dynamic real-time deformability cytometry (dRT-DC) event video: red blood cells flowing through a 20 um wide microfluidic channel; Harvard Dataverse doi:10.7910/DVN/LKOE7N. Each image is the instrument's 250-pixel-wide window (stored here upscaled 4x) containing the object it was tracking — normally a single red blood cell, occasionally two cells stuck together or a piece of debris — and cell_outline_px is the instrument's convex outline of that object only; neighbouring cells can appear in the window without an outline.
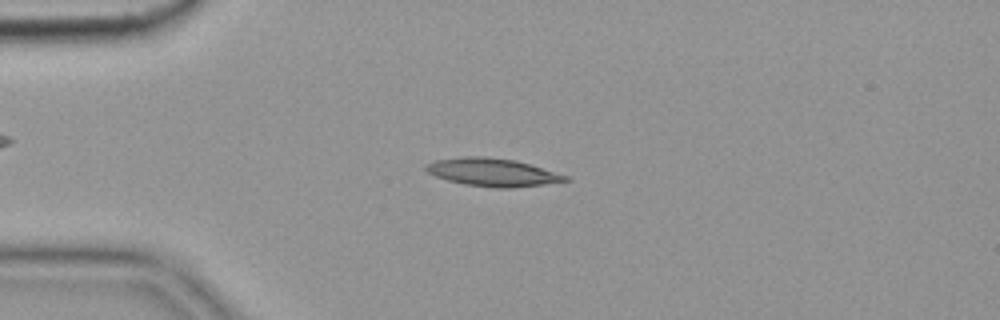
{"species": "common noctule bat (a hibernating species)", "species_latin": "Nyctalus noctula", "temperature_condition": "cold", "stored_images_in_passage": 54, "camera_frame_rate_fps": 3000, "um_per_image_px": 0.085, "animal": {"sex": "female", "body_mass_g": 19.9}, "frame": {"image": 1, "passage_image": 13, "time_ms": 4.0, "image_size_px": [1000, 320], "cell_outline_px": [[568, 180], [544, 184], [512, 188], [496, 188], [464, 184], [448, 180], [436, 176], [428, 172], [424, 168], [424, 164], [436, 160], [464, 156], [484, 156], [516, 160], [568, 176]], "centroid_in_image_um": [41.82, 14.64], "position_along_channel_um": 43.2, "area_um2": 22.54}}
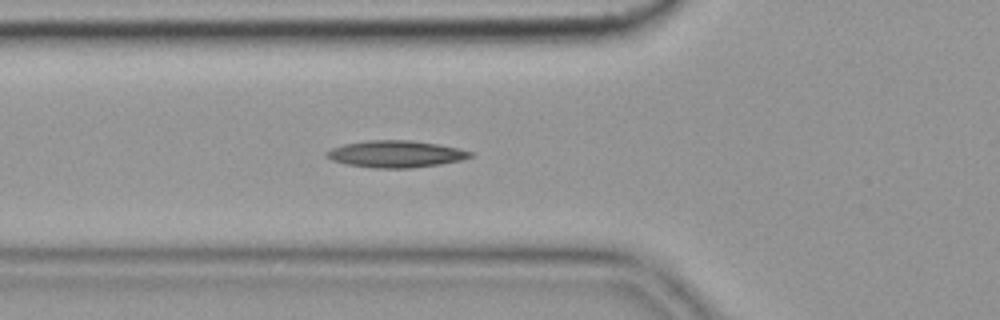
{"frame": {"image": 2, "passage_image": 19, "time_ms": 6.0, "image_size_px": [1000, 320], "cell_outline_px": [[476, 156], [460, 160], [440, 164], [408, 168], [376, 168], [348, 164], [332, 160], [324, 156], [324, 152], [332, 148], [344, 144], [368, 140], [408, 140], [436, 144], [460, 148], [476, 152]], "centroid_in_image_um": [33.68, 13.08], "position_along_channel_um": 92.1, "area_um2": 22.54}}
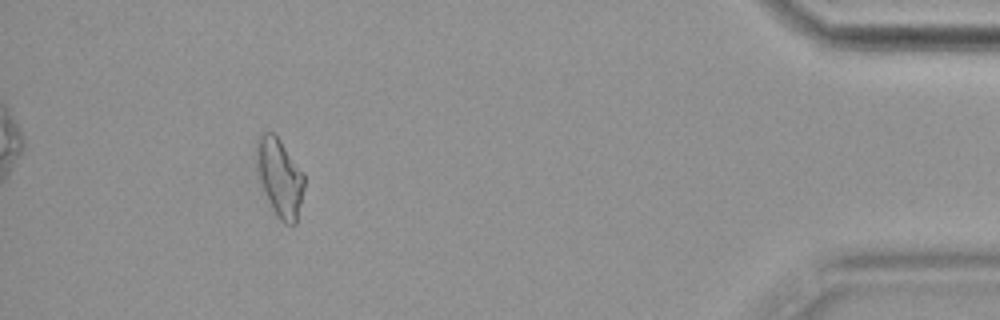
{"frame": {"image": 3, "passage_image": 50, "time_ms": 16.333, "image_size_px": [1000, 320], "cell_outline_px": [[304, 188], [296, 224], [284, 224], [280, 220], [272, 208], [256, 176], [256, 140], [264, 132], [272, 132], [280, 140], [304, 172]], "centroid_in_image_um": [23.76, 15.08], "position_along_channel_um": 411.4, "area_um2": 21.91}, "authors_computed_cell_mechanics": {"area_um2": 20.9525, "velocity_mm_per_s": 3.6333, "shape_relaxation_time_tau1_ms": null, "shape_relaxation_time_tau2_ms": 5.741, "deformation_change_tau1": null, "deformation_change_tau2": 0.1603}}